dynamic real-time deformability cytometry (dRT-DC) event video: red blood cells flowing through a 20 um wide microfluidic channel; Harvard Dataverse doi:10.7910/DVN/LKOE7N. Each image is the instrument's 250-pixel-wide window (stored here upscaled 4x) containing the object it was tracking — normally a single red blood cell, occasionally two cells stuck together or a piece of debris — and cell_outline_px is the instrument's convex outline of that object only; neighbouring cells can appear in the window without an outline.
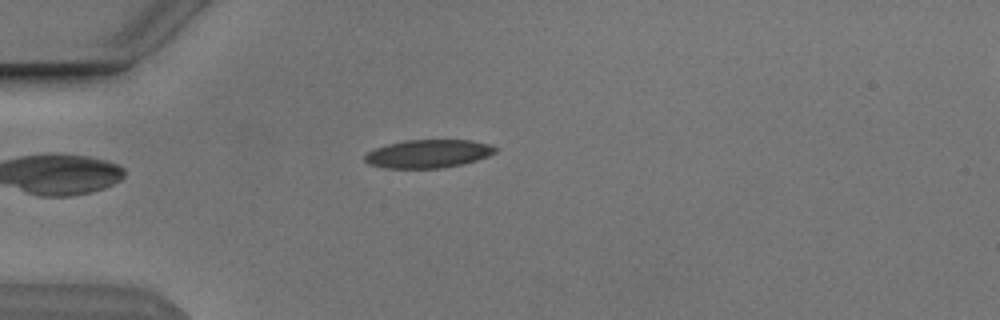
{"species": "Egyptian fruit bat (a non-hibernating species)", "species_latin": "Rousettus aegyptiacus", "temperature_condition": "cold", "stored_images_in_passage": 39, "camera_frame_rate_fps": 3000, "um_per_image_px": 0.085, "animal": {"sex": "male"}, "frame": {"image": 1, "passage_image": 1, "time_ms": 0.0, "image_size_px": [1000, 320], "cell_outline_px": [[496, 152], [488, 156], [464, 164], [440, 168], [384, 168], [368, 164], [364, 160], [364, 156], [372, 148], [404, 140], [472, 140], [492, 144], [496, 148]], "centroid_in_image_um": [36.39, 13.06], "position_along_channel_um": 48.6, "area_um2": 21.68}}
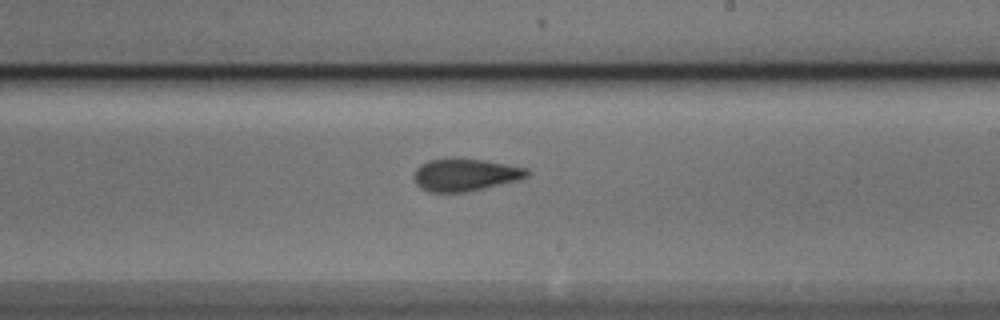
{"frame": {"image": 2, "passage_image": 18, "time_ms": 5.667, "image_size_px": [1000, 320], "cell_outline_px": [[528, 176], [520, 180], [484, 188], [464, 192], [428, 192], [420, 188], [416, 184], [416, 168], [420, 164], [428, 160], [456, 156], [460, 156], [484, 160], [528, 168]], "centroid_in_image_um": [39.54, 14.83], "position_along_channel_um": 249.5, "area_um2": 21.73}}
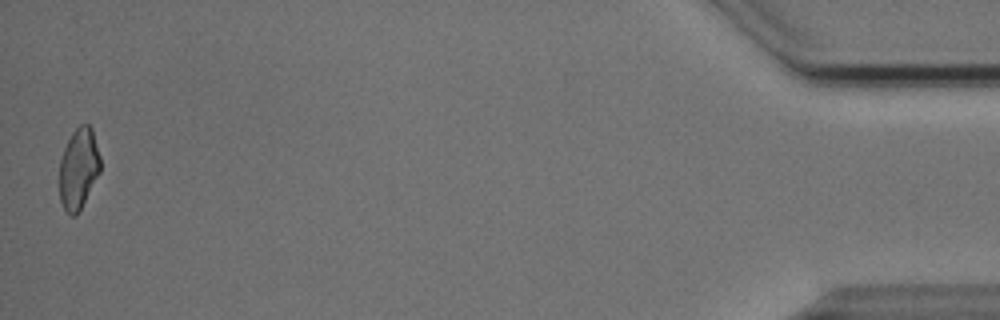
{"frame": {"image": 3, "passage_image": 39, "time_ms": 12.667, "image_size_px": [1000, 320], "cell_outline_px": [[100, 172], [76, 216], [68, 216], [60, 200], [60, 160], [64, 148], [72, 132], [80, 124], [88, 124], [92, 128], [100, 156]], "centroid_in_image_um": [6.68, 14.33], "position_along_channel_um": 428.5, "area_um2": 19.19}, "authors_computed_cell_mechanics": {"area_um2": 21.097, "velocity_mm_per_s": 3.8589, "shape_relaxation_time_tau1_ms": 4.4323, "shape_relaxation_time_tau2_ms": 3.1201, "deformation_change_tau1": 0.1356, "deformation_change_tau2": 0.087}}